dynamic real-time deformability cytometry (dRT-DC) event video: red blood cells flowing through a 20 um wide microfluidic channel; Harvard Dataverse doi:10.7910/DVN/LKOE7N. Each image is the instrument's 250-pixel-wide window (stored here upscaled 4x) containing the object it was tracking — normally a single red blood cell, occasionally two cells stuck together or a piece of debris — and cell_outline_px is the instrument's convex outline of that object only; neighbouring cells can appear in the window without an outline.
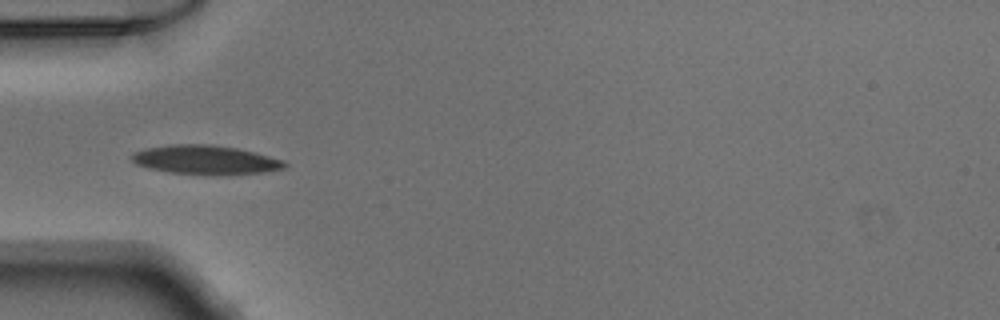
{"species": "Egyptian fruit bat (a non-hibernating species)", "species_latin": "Rousettus aegyptiacus", "temperature_condition": "warm", "stored_images_in_passage": 35, "camera_frame_rate_fps": 3000, "um_per_image_px": 0.085, "animal": {"sex": "male"}, "frame": {"image": 1, "passage_image": 1, "time_ms": 0.0, "image_size_px": [1000, 320], "cell_outline_px": [[288, 164], [284, 168], [264, 172], [172, 172], [148, 168], [136, 164], [132, 160], [132, 152], [144, 148], [168, 144], [212, 144], [236, 148], [284, 160]], "centroid_in_image_um": [17.39, 13.53], "position_along_channel_um": 67.6, "area_um2": 24.74}}
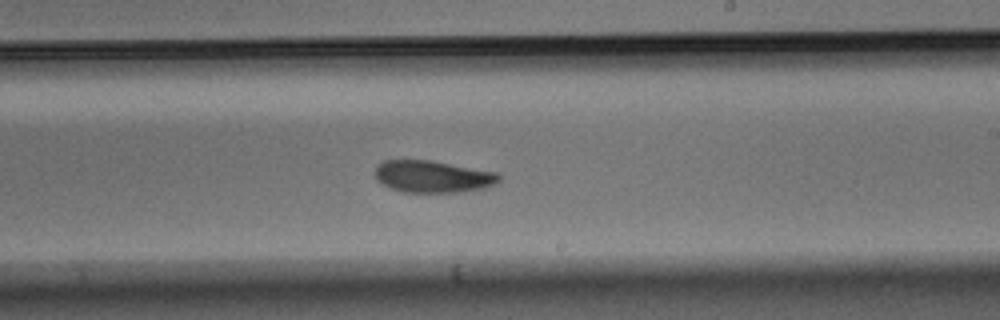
{"frame": {"image": 2, "passage_image": 15, "time_ms": 4.667, "image_size_px": [1000, 320], "cell_outline_px": [[500, 180], [496, 184], [484, 188], [456, 192], [404, 192], [392, 188], [376, 180], [376, 168], [384, 160], [432, 160], [496, 172], [500, 176]], "centroid_in_image_um": [36.81, 15.0], "position_along_channel_um": 252.2, "area_um2": 22.95}}
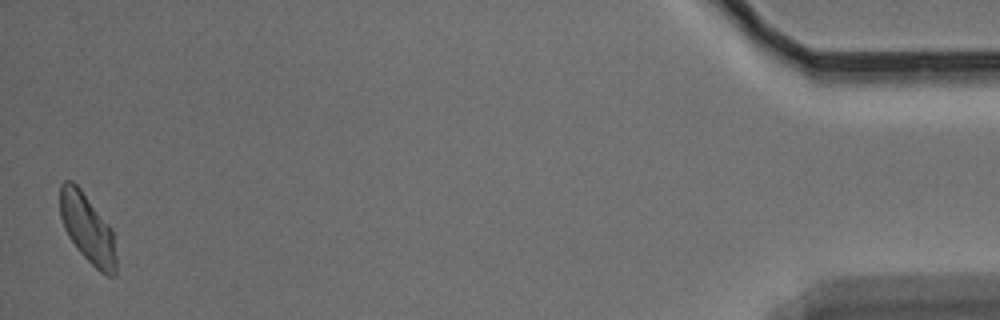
{"frame": {"image": 3, "passage_image": 35, "time_ms": 11.333, "image_size_px": [1000, 320], "cell_outline_px": [[116, 276], [108, 276], [100, 272], [76, 248], [68, 236], [64, 228], [60, 216], [60, 184], [64, 180], [72, 180], [80, 188], [112, 228], [116, 256]], "centroid_in_image_um": [7.43, 19.41], "position_along_channel_um": 427.8, "area_um2": 22.6}}